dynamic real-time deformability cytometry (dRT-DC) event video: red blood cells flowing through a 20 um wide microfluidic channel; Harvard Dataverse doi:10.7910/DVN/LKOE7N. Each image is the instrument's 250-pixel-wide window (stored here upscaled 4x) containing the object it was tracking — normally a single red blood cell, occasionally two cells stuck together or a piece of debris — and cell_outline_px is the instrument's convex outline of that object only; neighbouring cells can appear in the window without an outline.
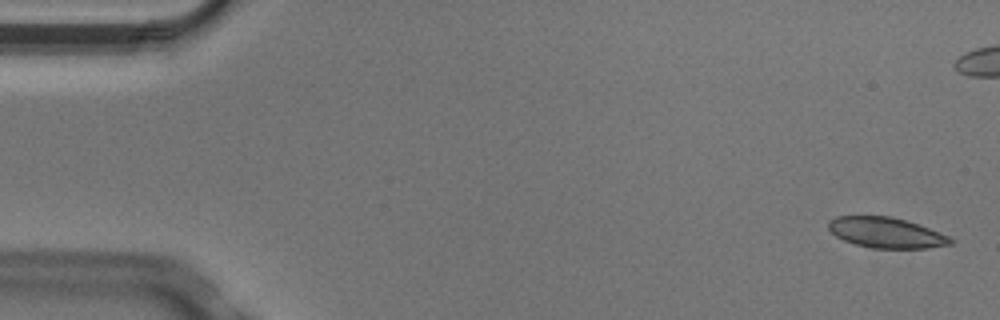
{"species": "Egyptian fruit bat (a non-hibernating species)", "species_latin": "Rousettus aegyptiacus", "temperature_condition": "cold", "stored_images_in_passage": 7, "camera_frame_rate_fps": 3000, "um_per_image_px": 0.085, "animal": {"sex": "male"}, "frame": {"image": 1, "passage_image": 1, "time_ms": 0.0, "image_size_px": [1000, 320], "cell_outline_px": [[956, 240], [952, 244], [928, 248], [872, 248], [856, 244], [844, 240], [836, 236], [828, 228], [828, 220], [836, 216], [888, 216], [920, 224], [948, 236]], "centroid_in_image_um": [75.34, 19.77], "position_along_channel_um": 9.7, "area_um2": 21.68}}